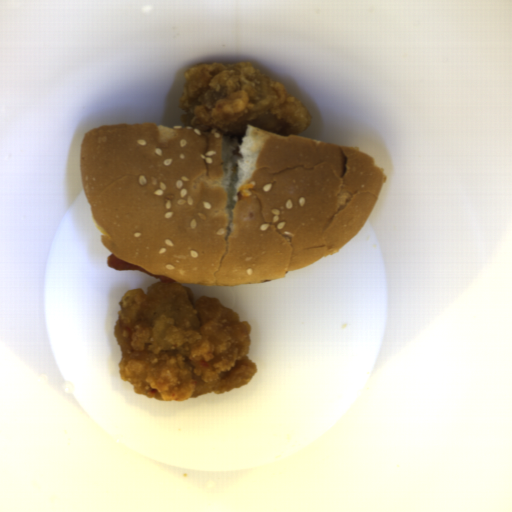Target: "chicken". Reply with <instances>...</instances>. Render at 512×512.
<instances>
[{
	"label": "chicken",
	"mask_w": 512,
	"mask_h": 512,
	"mask_svg": "<svg viewBox=\"0 0 512 512\" xmlns=\"http://www.w3.org/2000/svg\"><path fill=\"white\" fill-rule=\"evenodd\" d=\"M251 326L216 297L196 298L191 286L156 282L129 289L114 325L119 373L136 395L181 403L239 389L256 375L248 357Z\"/></svg>",
	"instance_id": "ae283196"
},
{
	"label": "chicken",
	"mask_w": 512,
	"mask_h": 512,
	"mask_svg": "<svg viewBox=\"0 0 512 512\" xmlns=\"http://www.w3.org/2000/svg\"><path fill=\"white\" fill-rule=\"evenodd\" d=\"M184 78L177 103L185 126L236 137L250 125L285 137L311 124L309 111L284 84L247 60L195 64Z\"/></svg>",
	"instance_id": "52989762"
}]
</instances>
